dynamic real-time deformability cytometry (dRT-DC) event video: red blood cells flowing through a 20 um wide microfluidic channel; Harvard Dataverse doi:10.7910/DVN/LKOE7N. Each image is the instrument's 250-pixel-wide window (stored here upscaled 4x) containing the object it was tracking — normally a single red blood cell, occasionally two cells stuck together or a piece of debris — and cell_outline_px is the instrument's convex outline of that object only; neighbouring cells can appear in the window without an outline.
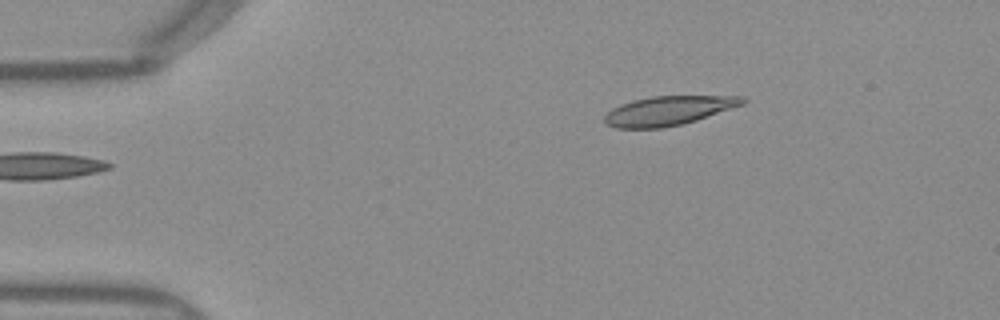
{"species": "Egyptian fruit bat (a non-hibernating species)", "species_latin": "Rousettus aegyptiacus", "temperature_condition": "warm", "stored_images_in_passage": 43, "camera_frame_rate_fps": 3000, "um_per_image_px": 0.085, "frame": {"image": 1, "passage_image": 1, "time_ms": 0.0, "image_size_px": [1000, 320], "cell_outline_px": [[748, 100], [744, 104], [684, 124], [664, 128], [616, 128], [604, 124], [604, 116], [612, 108], [620, 104], [632, 100], [652, 96], [744, 96]], "centroid_in_image_um": [56.8, 9.41], "position_along_channel_um": 28.2, "area_um2": 23.64}}
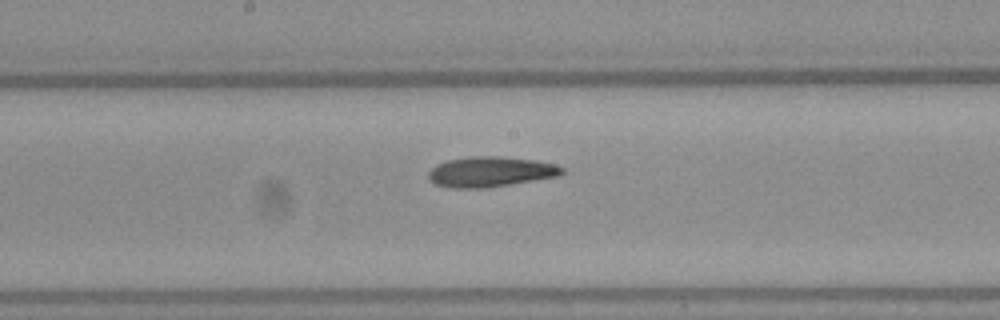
{"frame": {"image": 2, "passage_image": 19, "time_ms": 6.0, "image_size_px": [1000, 320], "cell_outline_px": [[564, 172], [560, 176], [484, 188], [448, 188], [436, 184], [428, 180], [428, 172], [436, 164], [448, 160], [472, 156], [500, 156], [536, 160], [556, 164], [564, 168]], "centroid_in_image_um": [41.69, 14.6], "position_along_channel_um": 206.5, "area_um2": 23.7}}
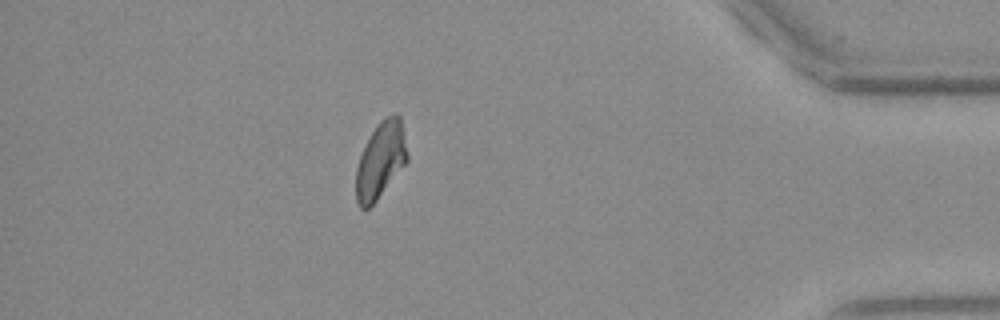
{"frame": {"image": 3, "passage_image": 37, "time_ms": 12.0, "image_size_px": [1000, 320], "cell_outline_px": [[408, 160], [376, 200], [368, 208], [360, 208], [356, 200], [356, 168], [360, 156], [372, 132], [380, 120], [392, 112], [396, 112], [400, 116], [408, 156]], "centroid_in_image_um": [32.35, 13.59], "position_along_channel_um": 402.9, "area_um2": 22.43}, "authors_computed_cell_mechanics": {"area_um2": 23.2356, "velocity_mm_per_s": 3.9855, "shape_relaxation_time_tau1_ms": 6.4445, "shape_relaxation_time_tau2_ms": 5.3092, "deformation_change_tau1": 0.1855, "deformation_change_tau2": 0.1233}}